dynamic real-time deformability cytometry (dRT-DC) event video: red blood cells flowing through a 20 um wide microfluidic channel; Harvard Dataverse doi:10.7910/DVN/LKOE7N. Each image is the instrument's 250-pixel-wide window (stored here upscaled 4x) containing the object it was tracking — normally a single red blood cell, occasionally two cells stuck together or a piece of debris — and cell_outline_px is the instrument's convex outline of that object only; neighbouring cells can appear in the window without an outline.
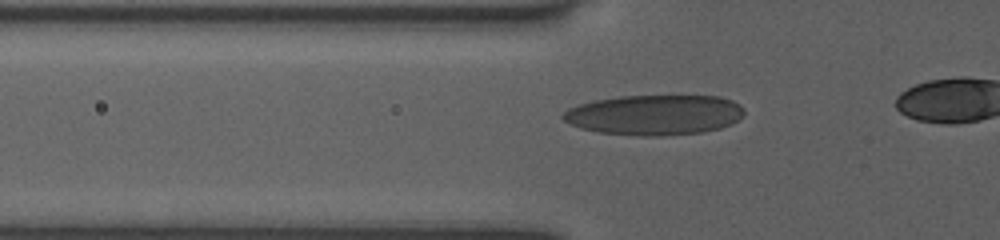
{"species": "human", "species_latin": "Homo sapiens", "temperature_condition": "room temperature", "stored_images_in_passage": 42, "camera_frame_rate_fps": 3000, "um_per_image_px": 0.085, "donor": {"sex": "female"}, "frame": {"image": 1, "passage_image": 15, "time_ms": 4.667, "image_size_px": [1000, 240], "cell_outline_px": [[744, 116], [720, 128], [704, 132], [660, 136], [636, 136], [600, 132], [580, 128], [564, 120], [560, 116], [568, 108], [580, 104], [596, 100], [620, 96], [720, 96], [732, 100], [740, 104], [744, 108]], "centroid_in_image_um": [55.65, 9.76], "position_along_channel_um": 70.2, "area_um2": 42.48}}
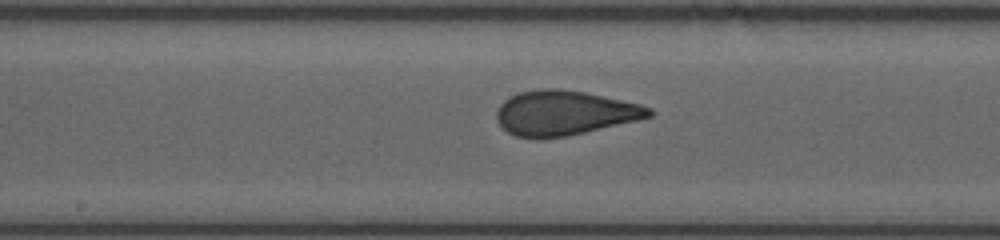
{"frame": {"image": 2, "passage_image": 25, "time_ms": 8.0, "image_size_px": [1000, 240], "cell_outline_px": [[656, 112], [652, 116], [636, 120], [568, 136], [540, 140], [516, 136], [508, 132], [496, 120], [496, 112], [500, 104], [504, 100], [520, 92], [540, 88], [560, 88], [584, 92], [640, 104], [652, 108]], "centroid_in_image_um": [47.96, 9.61], "position_along_channel_um": 200.2, "area_um2": 39.82}}
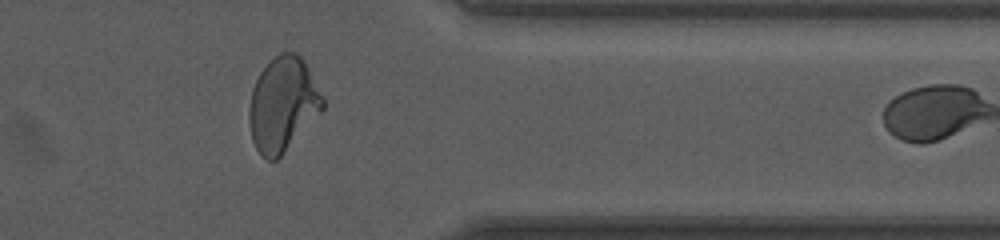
{"frame": {"image": 3, "passage_image": 40, "time_ms": 13.0, "image_size_px": [1000, 240], "cell_outline_px": [[324, 108], [280, 156], [276, 160], [268, 160], [260, 156], [252, 140], [248, 120], [248, 108], [252, 88], [260, 72], [280, 52], [296, 52], [304, 60], [324, 96]], "centroid_in_image_um": [24.03, 8.86], "position_along_channel_um": 387.4, "area_um2": 40.29}}